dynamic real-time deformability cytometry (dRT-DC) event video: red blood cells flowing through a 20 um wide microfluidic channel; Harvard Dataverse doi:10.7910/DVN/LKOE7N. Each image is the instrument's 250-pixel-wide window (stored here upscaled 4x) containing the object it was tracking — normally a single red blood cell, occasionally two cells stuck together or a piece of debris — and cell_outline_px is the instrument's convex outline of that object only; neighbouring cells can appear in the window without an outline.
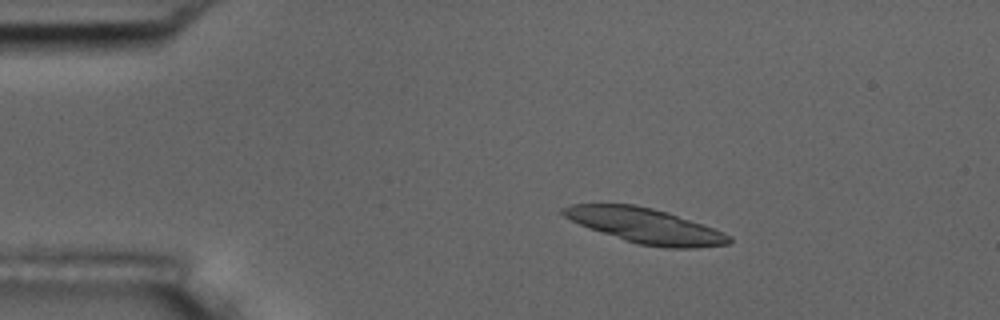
{"species": "common noctule bat (a hibernating species)", "species_latin": "Nyctalus noctula", "temperature_condition": "room temperature", "stored_images_in_passage": 4, "camera_frame_rate_fps": 3000, "um_per_image_px": 0.085, "animal": {"sex": "male", "body_mass_g": 17.5, "forearm_length_mm": 52.3}, "frame": {"image": 1, "passage_image": 3, "time_ms": 2.333, "image_size_px": [1000, 320], "cell_outline_px": [[732, 240], [728, 244], [696, 248], [668, 248], [640, 244], [624, 240], [580, 224], [564, 216], [560, 212], [560, 208], [572, 204], [636, 204], [668, 212], [724, 232], [732, 236]], "centroid_in_image_um": [54.88, 19.18], "position_along_channel_um": 30.1, "area_um2": 33.52}}